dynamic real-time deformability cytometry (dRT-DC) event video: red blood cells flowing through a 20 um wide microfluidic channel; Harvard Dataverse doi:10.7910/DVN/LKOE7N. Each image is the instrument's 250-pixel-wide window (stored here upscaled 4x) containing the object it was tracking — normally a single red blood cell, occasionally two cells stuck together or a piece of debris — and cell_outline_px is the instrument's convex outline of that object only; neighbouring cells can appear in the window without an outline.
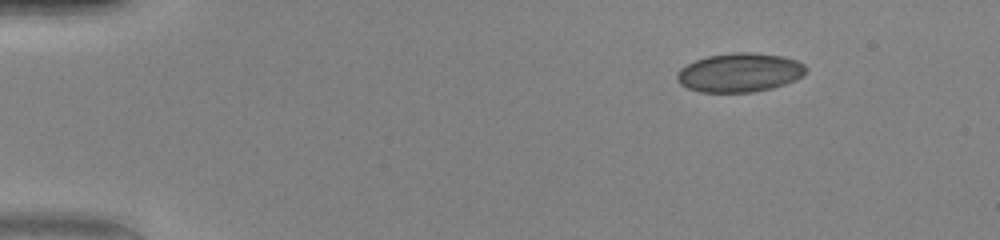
{"species": "human", "species_latin": "Homo sapiens", "temperature_condition": "warm", "stored_images_in_passage": 46, "camera_frame_rate_fps": 3000, "um_per_image_px": 0.085, "donor": {"sex": "female"}, "frame": {"image": 1, "passage_image": 1, "time_ms": 0.0, "image_size_px": [1000, 240], "cell_outline_px": [[808, 68], [804, 76], [796, 80], [772, 88], [752, 92], [700, 92], [688, 88], [680, 84], [676, 80], [676, 72], [680, 68], [696, 60], [708, 56], [736, 52], [748, 52], [780, 56], [796, 60], [804, 64]], "centroid_in_image_um": [62.87, 6.17], "position_along_channel_um": 22.1, "area_um2": 29.3}}
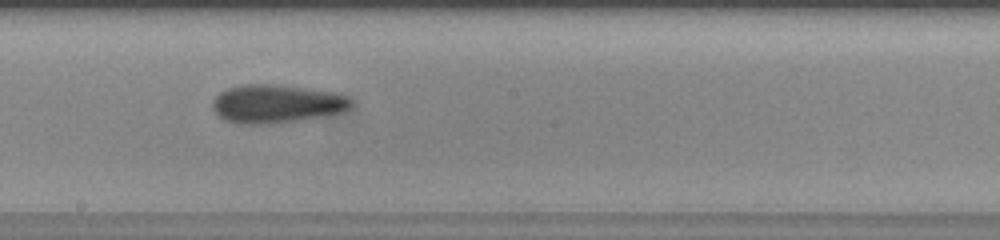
{"frame": {"image": 2, "passage_image": 24, "time_ms": 7.667, "image_size_px": [1000, 240], "cell_outline_px": [[352, 108], [344, 112], [272, 124], [236, 124], [224, 120], [212, 108], [212, 100], [220, 92], [228, 88], [240, 84], [276, 84], [336, 92], [348, 96], [352, 100]], "centroid_in_image_um": [23.51, 8.81], "position_along_channel_um": 224.7, "area_um2": 31.27}}
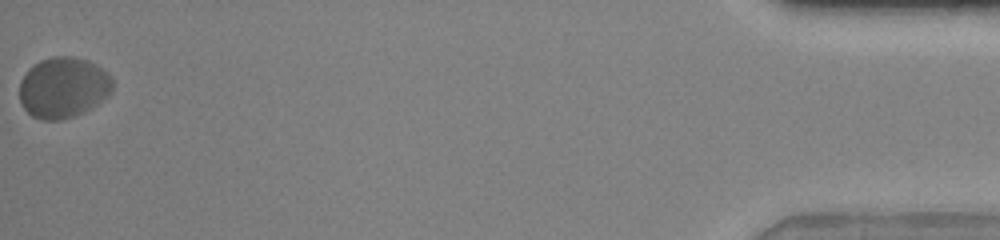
{"frame": {"image": 3, "passage_image": 46, "time_ms": 15.0, "image_size_px": [1000, 240], "cell_outline_px": [[112, 92], [108, 96], [84, 112], [60, 120], [40, 120], [32, 116], [24, 108], [20, 100], [20, 80], [28, 68], [40, 60], [52, 56], [72, 56], [88, 60], [96, 64], [108, 72], [112, 76]], "centroid_in_image_um": [5.38, 7.42], "position_along_channel_um": 429.8, "area_um2": 33.23}, "authors_computed_cell_mechanics": {"area_um2": 30.056, "velocity_mm_per_s": 4.0172, "shape_relaxation_time_tau1_ms": 3.1252, "shape_relaxation_time_tau2_ms": 2.8345, "deformation_change_tau1": 0.0592, "deformation_change_tau2": 0.0833}}